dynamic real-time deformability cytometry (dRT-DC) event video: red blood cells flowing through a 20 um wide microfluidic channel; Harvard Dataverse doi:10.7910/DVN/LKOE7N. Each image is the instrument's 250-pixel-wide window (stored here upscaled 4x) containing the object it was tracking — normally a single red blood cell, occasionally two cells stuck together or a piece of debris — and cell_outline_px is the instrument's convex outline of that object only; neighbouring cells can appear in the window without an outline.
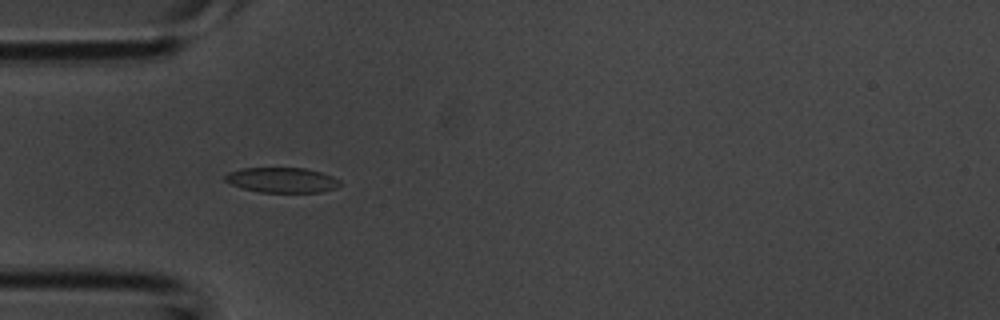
{"species": "common noctule bat (a hibernating species)", "species_latin": "Nyctalus noctula", "temperature_condition": "room temperature", "stored_images_in_passage": 35, "camera_frame_rate_fps": 3000, "um_per_image_px": 0.085, "animal": {"sex": "male", "body_mass_g": 20.1, "forearm_length_mm": 53.5}, "frame": {"image": 1, "passage_image": 5, "time_ms": 1.333, "image_size_px": [1000, 320], "cell_outline_px": [[340, 184], [336, 188], [320, 192], [260, 192], [244, 188], [232, 184], [224, 180], [224, 176], [228, 172], [244, 168], [304, 168], [320, 172], [332, 176], [340, 180]], "centroid_in_image_um": [23.97, 15.3], "position_along_channel_um": 61.0, "area_um2": 16.65}}
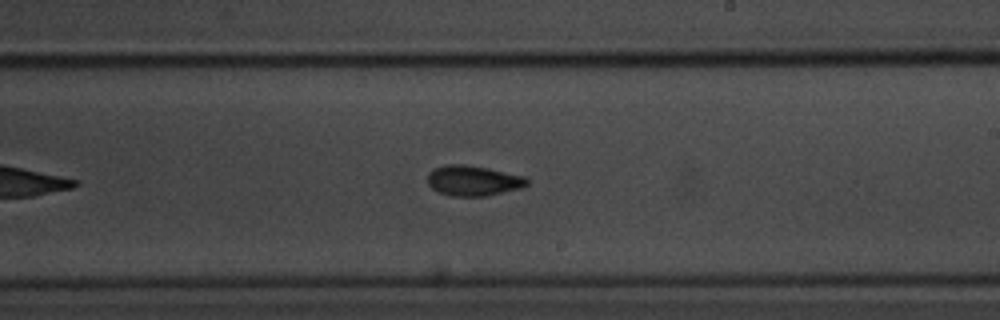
{"frame": {"image": 2, "passage_image": 17, "time_ms": 5.333, "image_size_px": [1000, 320], "cell_outline_px": [[528, 184], [524, 188], [484, 196], [452, 196], [440, 192], [432, 188], [428, 184], [428, 172], [432, 168], [444, 164], [464, 164], [488, 168], [524, 176], [528, 180]], "centroid_in_image_um": [40.22, 15.34], "position_along_channel_um": 248.8, "area_um2": 17.69}}
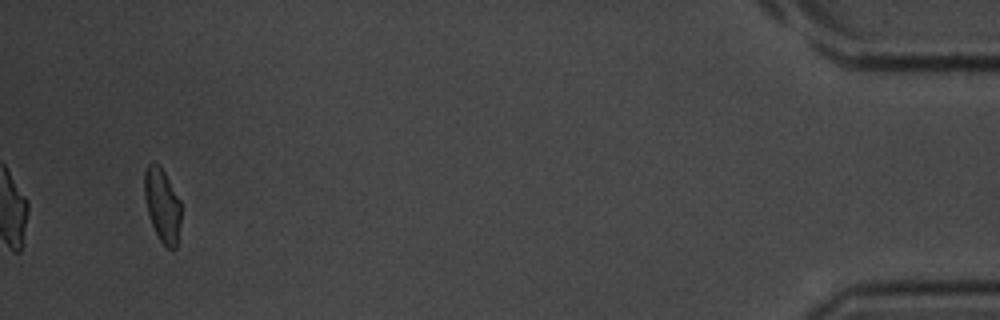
{"frame": {"image": 3, "passage_image": 33, "time_ms": 10.667, "image_size_px": [1000, 320], "cell_outline_px": [[180, 220], [176, 248], [168, 248], [160, 240], [152, 224], [148, 212], [144, 196], [144, 172], [148, 164], [152, 160], [160, 164], [180, 200]], "centroid_in_image_um": [13.78, 17.37], "position_along_channel_um": 421.4, "area_um2": 15.61}}